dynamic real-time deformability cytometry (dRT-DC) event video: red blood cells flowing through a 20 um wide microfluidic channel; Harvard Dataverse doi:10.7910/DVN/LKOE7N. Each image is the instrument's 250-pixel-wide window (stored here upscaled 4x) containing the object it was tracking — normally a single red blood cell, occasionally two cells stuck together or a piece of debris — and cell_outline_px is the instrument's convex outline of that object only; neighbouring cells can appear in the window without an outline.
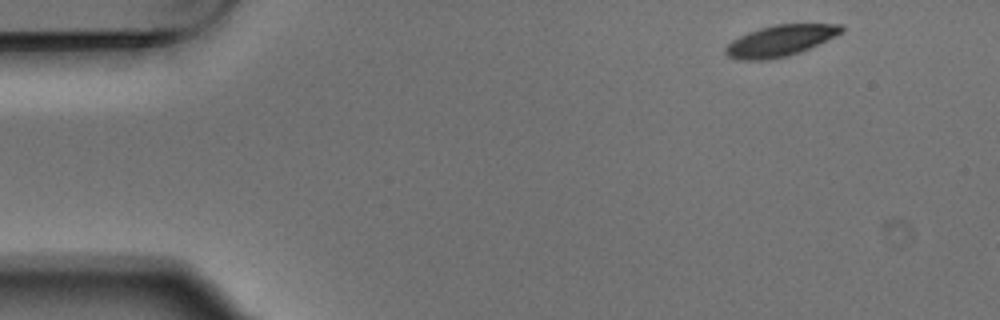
{"species": "Egyptian fruit bat (a non-hibernating species)", "species_latin": "Rousettus aegyptiacus", "temperature_condition": "warm", "stored_images_in_passage": 4, "camera_frame_rate_fps": 3000, "um_per_image_px": 0.085, "animal": {"sex": "male"}, "frame": {"image": 1, "passage_image": 1, "time_ms": 0.0, "image_size_px": [1000, 320], "cell_outline_px": [[844, 32], [836, 36], [800, 52], [788, 56], [768, 60], [740, 60], [728, 56], [724, 52], [724, 48], [732, 40], [748, 32], [760, 28], [776, 24], [840, 24], [844, 28]], "centroid_in_image_um": [66.32, 3.46], "position_along_channel_um": 18.7, "area_um2": 21.04}}
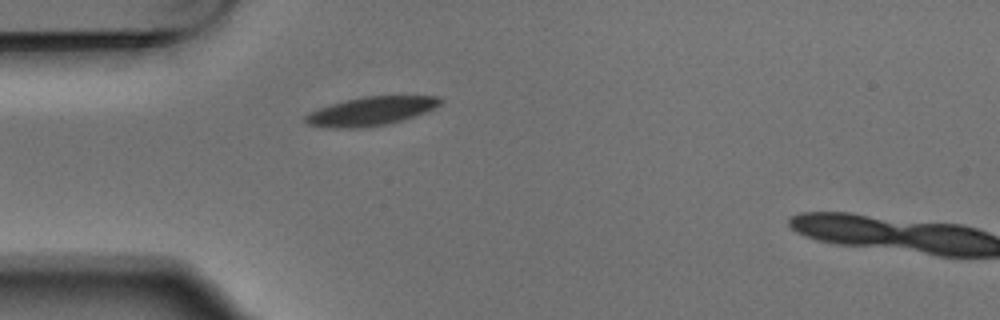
{"frame": {"image": 2, "passage_image": 4, "time_ms": 1.0, "image_size_px": [1000, 320], "cell_outline_px": [[444, 100], [440, 104], [424, 112], [400, 120], [384, 124], [356, 128], [336, 128], [308, 124], [304, 120], [304, 116], [308, 112], [344, 100], [360, 96], [440, 96]], "centroid_in_image_um": [31.5, 9.43], "position_along_channel_um": 53.5, "area_um2": 22.14}}